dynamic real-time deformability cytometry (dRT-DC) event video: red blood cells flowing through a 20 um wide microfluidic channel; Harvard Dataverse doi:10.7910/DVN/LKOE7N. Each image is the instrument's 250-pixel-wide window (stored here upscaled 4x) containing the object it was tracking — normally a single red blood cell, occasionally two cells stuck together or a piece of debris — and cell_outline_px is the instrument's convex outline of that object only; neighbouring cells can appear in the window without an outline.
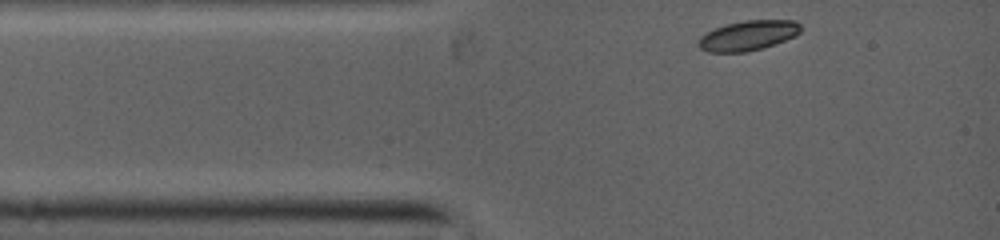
{"species": "common noctule bat (a hibernating species)", "species_latin": "Nyctalus noctula", "temperature_condition": "warm", "stored_images_in_passage": 36, "camera_frame_rate_fps": 5000, "um_per_image_px": 0.085, "animal": {"sex": "female", "body_mass_g": 19.0, "forearm_length_mm": 53.3}, "frame": {"image": 1, "passage_image": 1, "time_ms": 0.0, "image_size_px": [1000, 240], "cell_outline_px": [[800, 32], [784, 40], [760, 48], [744, 52], [708, 52], [700, 48], [700, 36], [716, 28], [728, 24], [744, 20], [792, 20], [800, 24]], "centroid_in_image_um": [63.58, 3.01], "position_along_channel_um": 21.4, "area_um2": 17.28}}
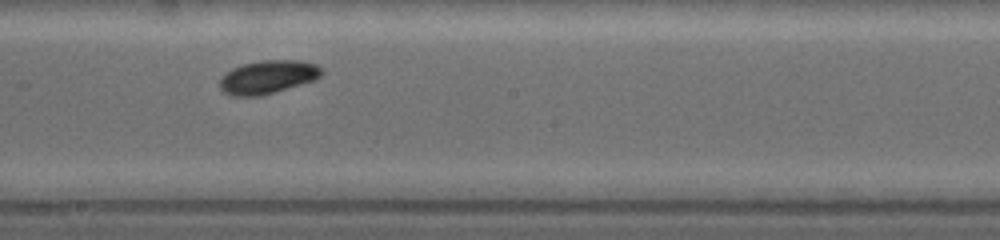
{"frame": {"image": 2, "passage_image": 21, "time_ms": 5.2, "image_size_px": [1000, 240], "cell_outline_px": [[324, 72], [320, 76], [312, 80], [272, 92], [256, 96], [236, 96], [224, 92], [220, 88], [220, 80], [228, 72], [244, 64], [264, 60], [300, 60], [316, 64]], "centroid_in_image_um": [22.78, 6.53], "position_along_channel_um": 225.4, "area_um2": 19.07}}
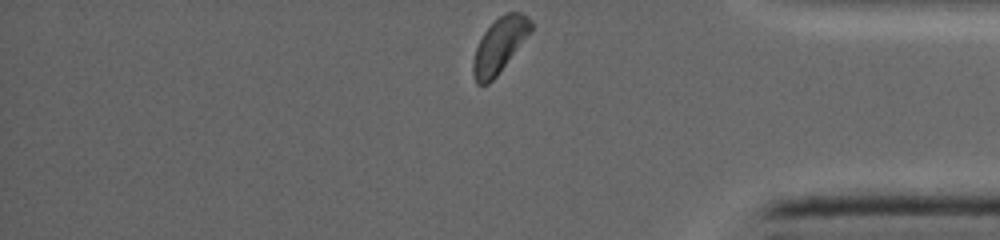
{"frame": {"image": 3, "passage_image": 36, "time_ms": 9.4, "image_size_px": [1000, 240], "cell_outline_px": [[532, 28], [496, 76], [488, 84], [476, 84], [472, 72], [472, 60], [476, 48], [484, 32], [504, 12], [520, 12], [528, 16], [532, 20]], "centroid_in_image_um": [42.43, 3.84], "position_along_channel_um": 392.8, "area_um2": 17.92}}